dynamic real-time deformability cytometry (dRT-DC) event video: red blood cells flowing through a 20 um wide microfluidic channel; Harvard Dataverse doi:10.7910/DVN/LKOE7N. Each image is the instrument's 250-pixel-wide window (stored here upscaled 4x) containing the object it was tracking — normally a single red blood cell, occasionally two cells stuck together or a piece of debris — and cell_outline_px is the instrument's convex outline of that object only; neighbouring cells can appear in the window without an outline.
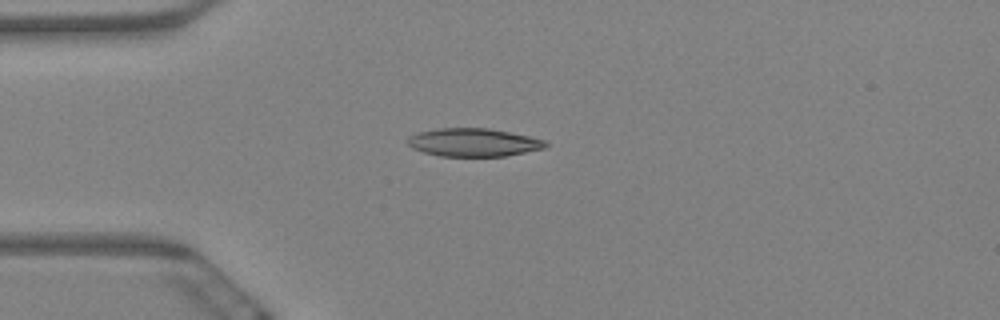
{"species": "Egyptian fruit bat (a non-hibernating species)", "species_latin": "Rousettus aegyptiacus", "temperature_condition": "warm", "stored_images_in_passage": 4, "camera_frame_rate_fps": 3000, "um_per_image_px": 0.085, "animal": {"sex": "female"}, "frame": {"image": 1, "passage_image": 1, "time_ms": 0.0, "image_size_px": [1000, 320], "cell_outline_px": [[548, 144], [544, 148], [504, 156], [440, 156], [424, 152], [412, 148], [408, 144], [408, 136], [420, 132], [440, 128], [488, 128], [528, 136], [544, 140]], "centroid_in_image_um": [40.22, 12.1], "position_along_channel_um": 44.8, "area_um2": 22.31}}
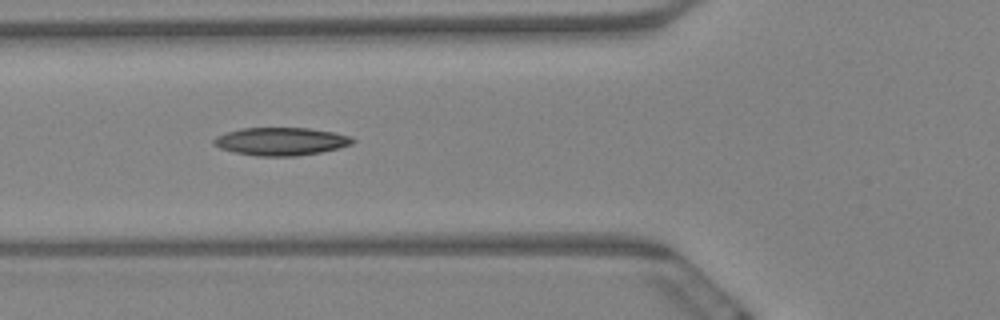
{"frame": {"image": 2, "passage_image": 3, "time_ms": 0.667, "image_size_px": [1000, 320], "cell_outline_px": [[356, 140], [352, 144], [340, 148], [320, 152], [296, 156], [256, 156], [232, 152], [220, 148], [212, 144], [212, 140], [216, 136], [240, 128], [308, 128], [336, 132], [352, 136]], "centroid_in_image_um": [23.9, 12.02], "position_along_channel_um": 101.9, "area_um2": 22.83}}
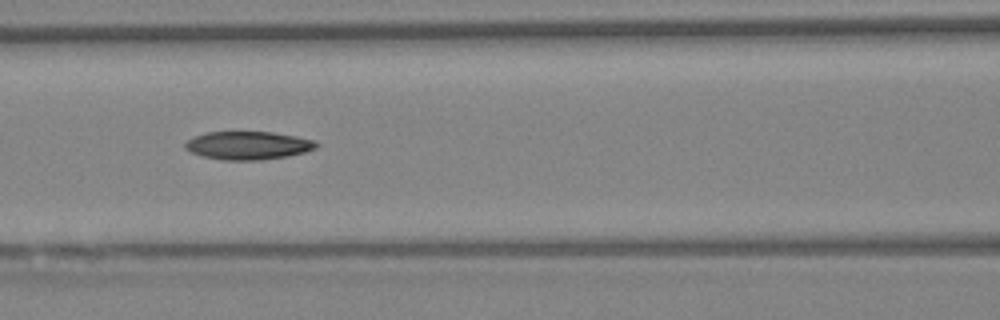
{"frame": {"image": 3, "passage_image": 4, "time_ms": 1.0, "image_size_px": [1000, 320], "cell_outline_px": [[320, 144], [316, 148], [304, 152], [288, 156], [260, 160], [224, 160], [204, 156], [192, 152], [184, 148], [184, 144], [192, 136], [204, 132], [272, 132], [296, 136], [312, 140]], "centroid_in_image_um": [21.07, 12.35], "position_along_channel_um": 145.5, "area_um2": 21.5}}